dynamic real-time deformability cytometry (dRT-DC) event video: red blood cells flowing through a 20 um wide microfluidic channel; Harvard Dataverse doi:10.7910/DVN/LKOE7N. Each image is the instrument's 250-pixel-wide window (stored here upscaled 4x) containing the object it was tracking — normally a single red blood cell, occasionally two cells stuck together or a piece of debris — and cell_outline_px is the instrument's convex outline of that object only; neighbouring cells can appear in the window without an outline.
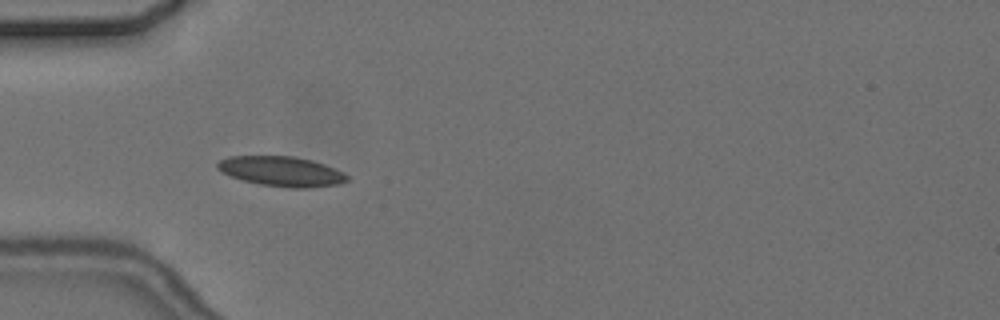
{"species": "common noctule bat (a hibernating species)", "species_latin": "Nyctalus noctula", "temperature_condition": "cold", "stored_images_in_passage": 8, "camera_frame_rate_fps": 3000, "um_per_image_px": 0.085, "animal": {"sex": "female", "body_mass_g": 24.6, "forearm_length_mm": 56.2}, "frame": {"image": 1, "passage_image": 5, "time_ms": 4.667, "image_size_px": [1000, 320], "cell_outline_px": [[348, 180], [340, 184], [308, 188], [288, 188], [260, 184], [244, 180], [232, 176], [216, 168], [216, 164], [220, 160], [228, 156], [292, 156], [312, 160], [324, 164], [344, 172], [348, 176]], "centroid_in_image_um": [23.96, 14.56], "position_along_channel_um": 61.0, "area_um2": 22.54}}
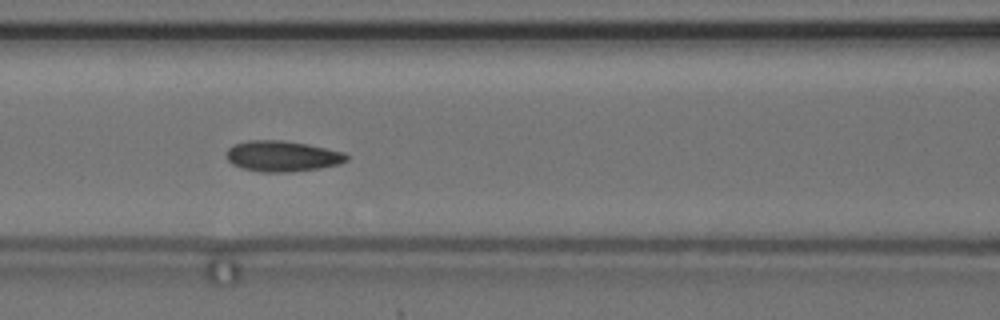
{"frame": {"image": 2, "passage_image": 7, "time_ms": 7.0, "image_size_px": [1000, 320], "cell_outline_px": [[348, 160], [340, 164], [320, 168], [288, 172], [260, 172], [244, 168], [232, 164], [228, 160], [228, 148], [236, 144], [248, 140], [284, 140], [308, 144], [344, 152], [348, 156]], "centroid_in_image_um": [24.03, 13.27], "position_along_channel_um": 142.6, "area_um2": 21.44}}
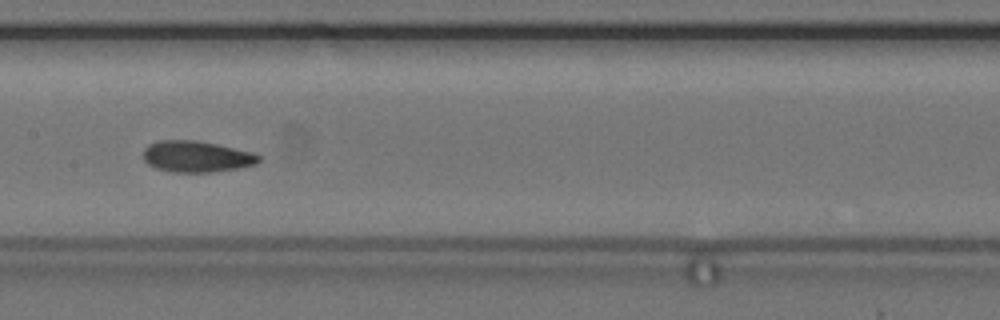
{"frame": {"image": 3, "passage_image": 8, "time_ms": 8.333, "image_size_px": [1000, 320], "cell_outline_px": [[260, 160], [256, 164], [236, 168], [212, 172], [172, 172], [156, 168], [148, 164], [144, 160], [144, 148], [148, 144], [156, 140], [196, 140], [216, 144], [252, 152], [260, 156]], "centroid_in_image_um": [16.67, 13.3], "position_along_channel_um": 190.7, "area_um2": 20.98}}